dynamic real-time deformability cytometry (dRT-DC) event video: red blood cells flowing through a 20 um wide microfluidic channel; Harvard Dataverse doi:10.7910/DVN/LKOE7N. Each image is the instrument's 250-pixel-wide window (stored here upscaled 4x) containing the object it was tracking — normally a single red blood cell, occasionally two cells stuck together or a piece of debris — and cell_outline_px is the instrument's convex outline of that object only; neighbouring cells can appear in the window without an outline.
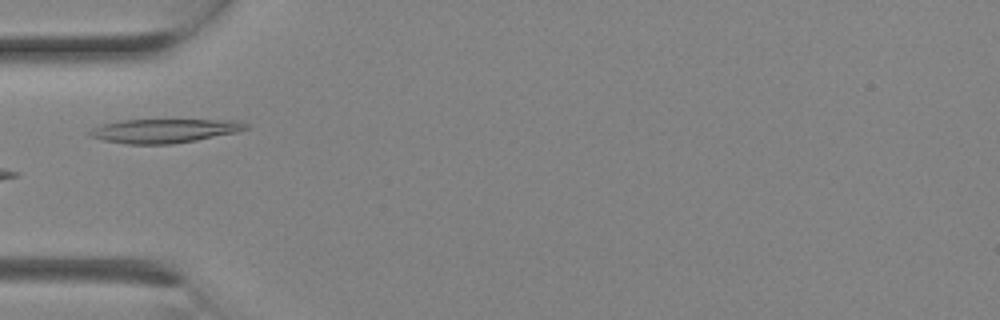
{"species": "Egyptian fruit bat (a non-hibernating species)", "species_latin": "Rousettus aegyptiacus", "temperature_condition": "room temperature", "stored_images_in_passage": 2, "camera_frame_rate_fps": 3000, "um_per_image_px": 0.085, "animal": {"sex": "female"}, "frame": {"image": 1, "passage_image": 2, "time_ms": 0.333, "image_size_px": [1000, 320], "cell_outline_px": [[248, 128], [236, 132], [196, 140], [172, 144], [124, 144], [104, 140], [88, 136], [88, 132], [92, 128], [104, 124], [120, 120], [236, 120], [248, 124]], "centroid_in_image_um": [13.93, 11.12], "position_along_channel_um": 71.1, "area_um2": 21.68}}